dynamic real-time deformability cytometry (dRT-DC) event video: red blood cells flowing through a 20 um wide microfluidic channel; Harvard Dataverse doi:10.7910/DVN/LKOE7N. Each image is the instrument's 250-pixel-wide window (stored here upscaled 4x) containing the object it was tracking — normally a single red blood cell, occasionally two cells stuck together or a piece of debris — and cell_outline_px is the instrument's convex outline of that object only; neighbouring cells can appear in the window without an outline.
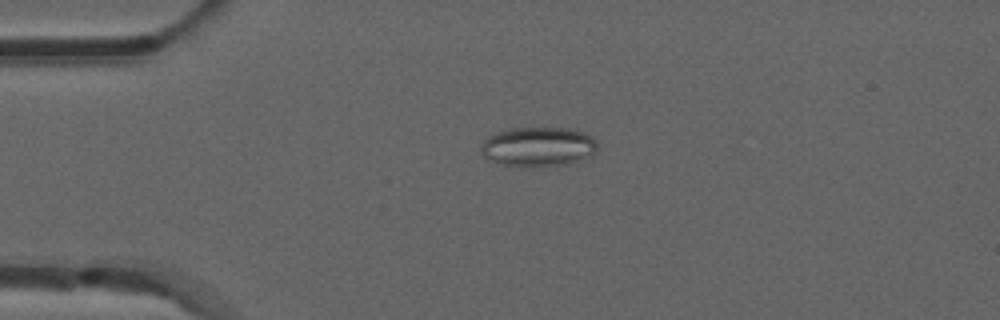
{"species": "common noctule bat (a hibernating species)", "species_latin": "Nyctalus noctula", "temperature_condition": "room temperature", "stored_images_in_passage": 41, "camera_frame_rate_fps": 3000, "um_per_image_px": 0.085, "animal": {"sex": "male", "forearm_length_mm": 52.5}, "frame": {"image": 1, "passage_image": 1, "time_ms": 0.0, "image_size_px": [1000, 320], "cell_outline_px": [[596, 152], [592, 156], [568, 164], [524, 168], [504, 164], [488, 160], [484, 156], [480, 148], [480, 144], [492, 132], [512, 128], [572, 128], [584, 132], [592, 136], [596, 140]], "centroid_in_image_um": [45.74, 12.47], "position_along_channel_um": 39.3, "area_um2": 27.4}}
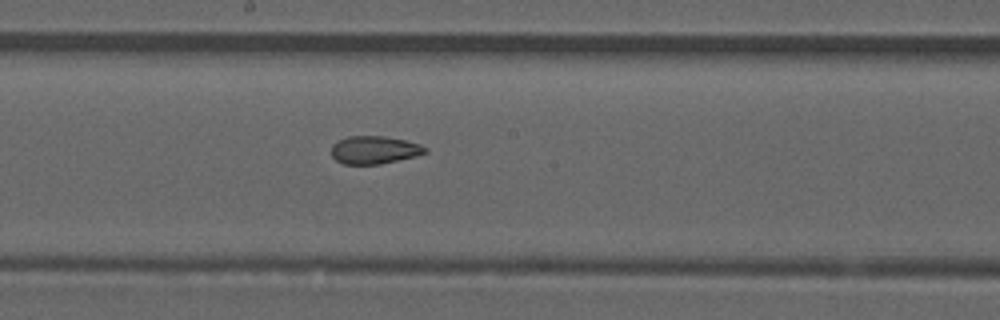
{"frame": {"image": 2, "passage_image": 17, "time_ms": 5.333, "image_size_px": [1000, 320], "cell_outline_px": [[428, 152], [416, 156], [380, 164], [344, 164], [336, 160], [332, 156], [332, 144], [348, 136], [384, 136], [404, 140], [420, 144], [428, 148]], "centroid_in_image_um": [31.84, 12.74], "position_along_channel_um": 216.4, "area_um2": 15.2}}
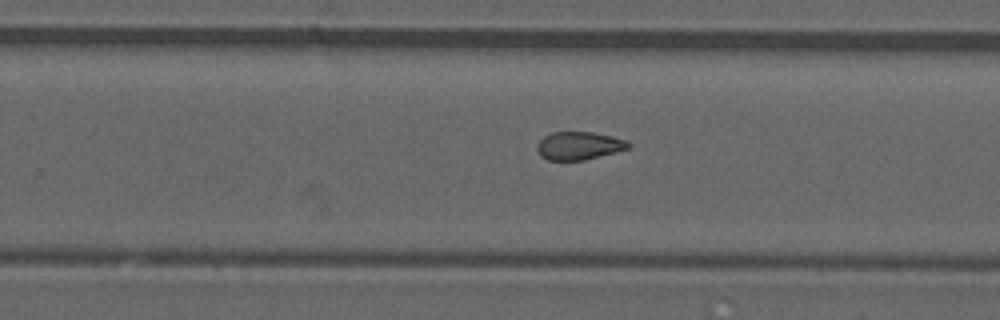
{"frame": {"image": 3, "passage_image": 22, "time_ms": 7.0, "image_size_px": [1000, 320], "cell_outline_px": [[632, 144], [628, 148], [616, 152], [584, 160], [548, 160], [540, 156], [536, 148], [536, 144], [544, 136], [552, 132], [592, 132], [612, 136], [624, 140]], "centroid_in_image_um": [49.18, 12.39], "position_along_channel_um": 280.6, "area_um2": 14.91}, "authors_computed_cell_mechanics": {"area_um2": 15.895, "velocity_mm_per_s": 3.8828, "shape_relaxation_time_tau1_ms": null, "shape_relaxation_time_tau2_ms": 1.9694, "deformation_change_tau1": null, "deformation_change_tau2": 0.0868}}